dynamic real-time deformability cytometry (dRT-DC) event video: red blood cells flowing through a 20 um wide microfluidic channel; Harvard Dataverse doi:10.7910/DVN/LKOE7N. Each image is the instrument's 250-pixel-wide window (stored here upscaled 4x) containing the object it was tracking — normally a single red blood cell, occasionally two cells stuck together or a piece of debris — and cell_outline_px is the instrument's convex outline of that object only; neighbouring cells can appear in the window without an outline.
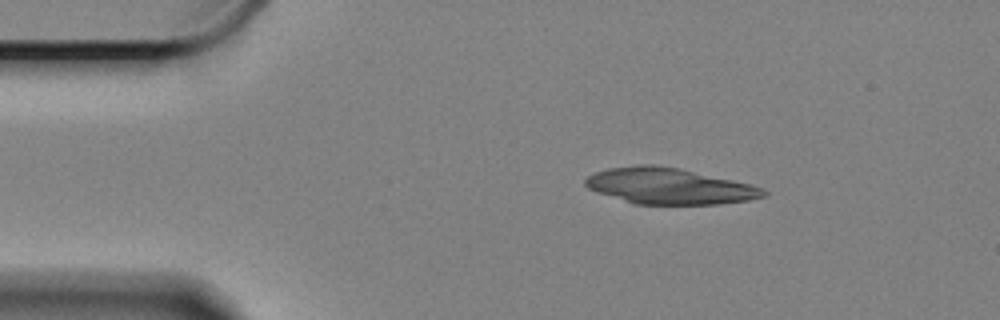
{"species": "Egyptian fruit bat (a non-hibernating species)", "species_latin": "Rousettus aegyptiacus", "temperature_condition": "cold", "stored_images_in_passage": 50, "camera_frame_rate_fps": 3000, "um_per_image_px": 0.085, "animal": {"sex": "female"}, "frame": {"image": 1, "passage_image": 1, "time_ms": 0.0, "image_size_px": [1000, 320], "cell_outline_px": [[768, 192], [764, 196], [748, 200], [720, 204], [632, 204], [596, 192], [588, 188], [584, 184], [584, 180], [588, 176], [596, 172], [608, 168], [640, 164], [652, 164], [680, 168], [732, 180], [748, 184], [760, 188]], "centroid_in_image_um": [56.82, 15.82], "position_along_channel_um": 28.2, "area_um2": 37.28}}